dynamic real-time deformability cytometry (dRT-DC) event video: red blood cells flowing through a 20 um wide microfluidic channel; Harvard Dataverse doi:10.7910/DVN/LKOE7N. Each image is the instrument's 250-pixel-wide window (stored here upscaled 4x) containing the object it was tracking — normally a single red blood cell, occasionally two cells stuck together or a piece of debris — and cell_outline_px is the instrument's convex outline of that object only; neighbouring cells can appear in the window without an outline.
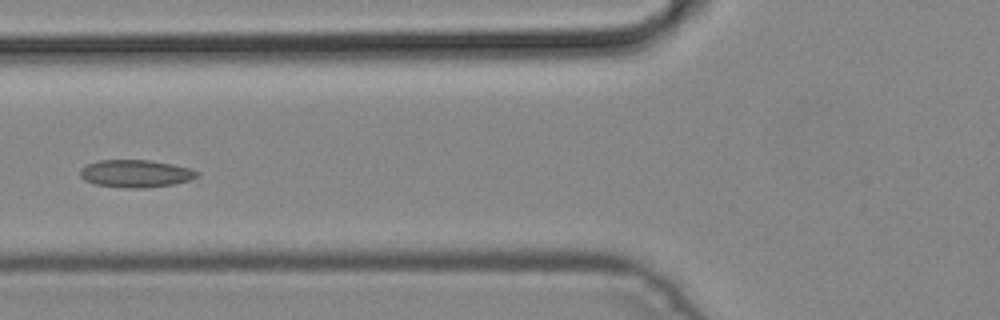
{"species": "common noctule bat (a hibernating species)", "species_latin": "Nyctalus noctula", "temperature_condition": "cold", "stored_images_in_passage": 5, "camera_frame_rate_fps": 3000, "um_per_image_px": 0.085, "animal": {"sex": "male", "body_mass_g": 19.2, "forearm_length_mm": 51.8}, "frame": {"image": 1, "passage_image": 4, "time_ms": 1.0, "image_size_px": [1000, 320], "cell_outline_px": [[200, 176], [176, 184], [144, 188], [124, 188], [96, 184], [84, 180], [80, 176], [80, 168], [96, 160], [148, 160], [172, 164], [188, 168], [200, 172]], "centroid_in_image_um": [11.53, 14.76], "position_along_channel_um": 114.3, "area_um2": 18.84}}
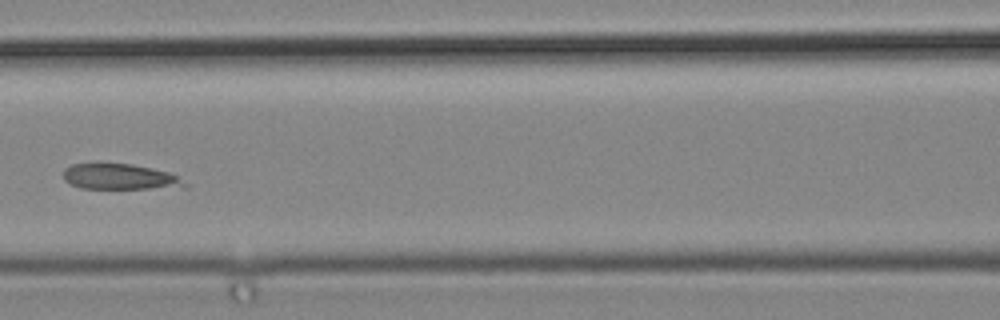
{"frame": {"image": 2, "passage_image": 5, "time_ms": 1.333, "image_size_px": [1000, 320], "cell_outline_px": [[188, 188], [80, 188], [64, 180], [64, 168], [72, 164], [132, 164], [152, 168], [168, 172], [176, 176], [188, 184]], "centroid_in_image_um": [10.23, 15.03], "position_along_channel_um": 156.4, "area_um2": 17.98}}